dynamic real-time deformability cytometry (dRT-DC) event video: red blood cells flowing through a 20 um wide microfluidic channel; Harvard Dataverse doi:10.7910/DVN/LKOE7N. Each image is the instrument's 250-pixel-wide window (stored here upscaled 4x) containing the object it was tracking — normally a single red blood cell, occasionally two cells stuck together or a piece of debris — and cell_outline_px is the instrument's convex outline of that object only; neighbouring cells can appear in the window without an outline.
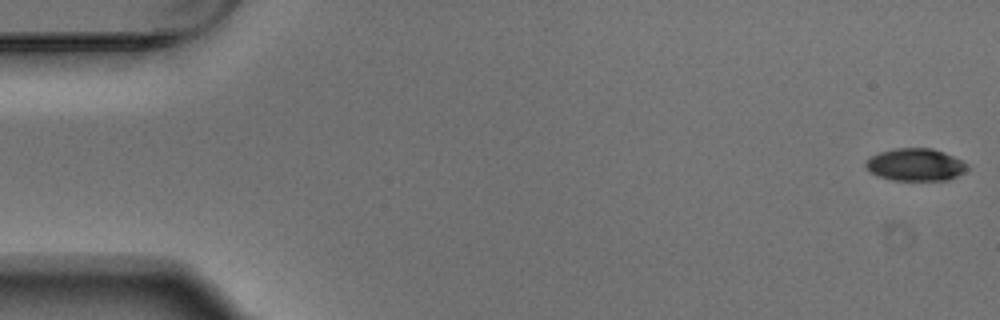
{"species": "Egyptian fruit bat (a non-hibernating species)", "species_latin": "Rousettus aegyptiacus", "temperature_condition": "warm", "stored_images_in_passage": 5, "camera_frame_rate_fps": 3000, "um_per_image_px": 0.085, "animal": {"sex": "male"}, "frame": {"image": 1, "passage_image": 1, "time_ms": 0.0, "image_size_px": [1000, 320], "cell_outline_px": [[968, 168], [964, 172], [948, 180], [892, 180], [880, 176], [872, 172], [864, 164], [864, 160], [868, 156], [880, 152], [896, 148], [932, 148], [944, 152], [968, 164]], "centroid_in_image_um": [77.79, 13.99], "position_along_channel_um": 7.2, "area_um2": 19.13}}
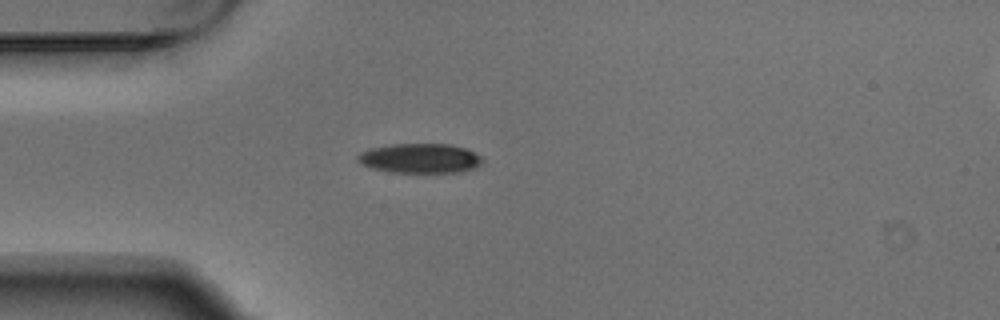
{"frame": {"image": 2, "passage_image": 5, "time_ms": 1.333, "image_size_px": [1000, 320], "cell_outline_px": [[484, 164], [476, 168], [460, 172], [388, 172], [372, 168], [360, 164], [356, 160], [356, 156], [360, 152], [372, 148], [392, 144], [452, 144], [468, 148], [476, 152], [484, 160]], "centroid_in_image_um": [35.75, 13.45], "position_along_channel_um": 49.3, "area_um2": 21.91}}